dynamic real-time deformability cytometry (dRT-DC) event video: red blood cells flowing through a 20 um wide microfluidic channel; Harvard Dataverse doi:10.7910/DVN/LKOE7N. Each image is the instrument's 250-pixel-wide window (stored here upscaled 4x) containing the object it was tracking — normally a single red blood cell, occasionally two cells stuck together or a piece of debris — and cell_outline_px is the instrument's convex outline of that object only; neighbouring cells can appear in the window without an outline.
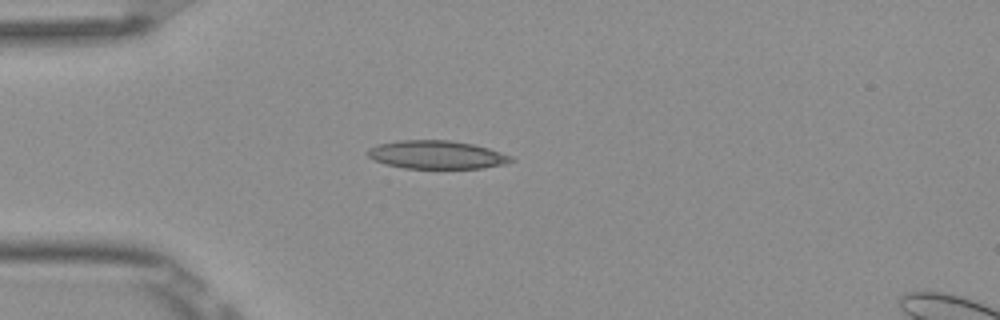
{"species": "Egyptian fruit bat (a non-hibernating species)", "species_latin": "Rousettus aegyptiacus", "temperature_condition": "room temperature", "stored_images_in_passage": 2, "camera_frame_rate_fps": 3000, "um_per_image_px": 0.085, "frame": {"image": 1, "passage_image": 1, "time_ms": 0.0, "image_size_px": [1000, 320], "cell_outline_px": [[516, 160], [504, 164], [480, 168], [404, 168], [388, 164], [376, 160], [368, 156], [368, 148], [380, 144], [396, 140], [448, 140], [476, 144], [512, 156]], "centroid_in_image_um": [37.16, 13.14], "position_along_channel_um": 47.8, "area_um2": 23.47}}